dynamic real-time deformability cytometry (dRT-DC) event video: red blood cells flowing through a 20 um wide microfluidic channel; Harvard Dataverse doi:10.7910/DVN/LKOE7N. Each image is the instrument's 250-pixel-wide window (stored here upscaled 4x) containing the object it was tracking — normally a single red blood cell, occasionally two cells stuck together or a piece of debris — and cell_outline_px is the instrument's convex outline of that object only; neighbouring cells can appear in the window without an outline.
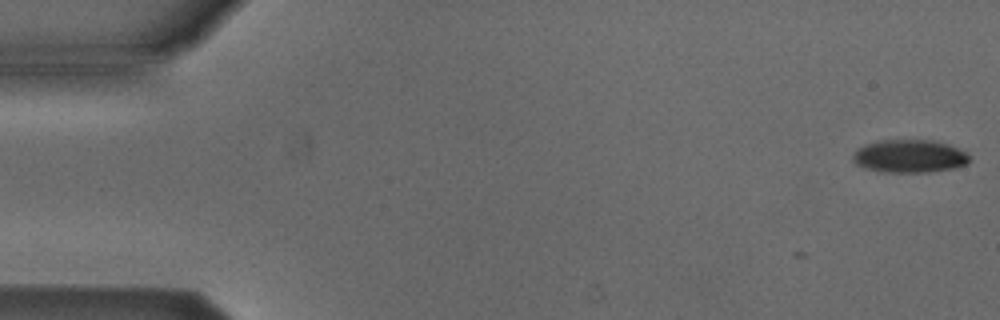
{"species": "Egyptian fruit bat (a non-hibernating species)", "species_latin": "Rousettus aegyptiacus", "temperature_condition": "cold", "stored_images_in_passage": 7, "camera_frame_rate_fps": 3000, "um_per_image_px": 0.085, "animal": {"sex": "male"}, "frame": {"image": 1, "passage_image": 1, "time_ms": 0.0, "image_size_px": [1000, 320], "cell_outline_px": [[968, 160], [964, 164], [956, 168], [932, 172], [876, 172], [864, 168], [856, 164], [852, 160], [852, 152], [856, 148], [864, 144], [880, 140], [936, 140], [948, 144], [964, 152], [968, 156]], "centroid_in_image_um": [77.22, 13.28], "position_along_channel_um": 7.8, "area_um2": 22.66}}